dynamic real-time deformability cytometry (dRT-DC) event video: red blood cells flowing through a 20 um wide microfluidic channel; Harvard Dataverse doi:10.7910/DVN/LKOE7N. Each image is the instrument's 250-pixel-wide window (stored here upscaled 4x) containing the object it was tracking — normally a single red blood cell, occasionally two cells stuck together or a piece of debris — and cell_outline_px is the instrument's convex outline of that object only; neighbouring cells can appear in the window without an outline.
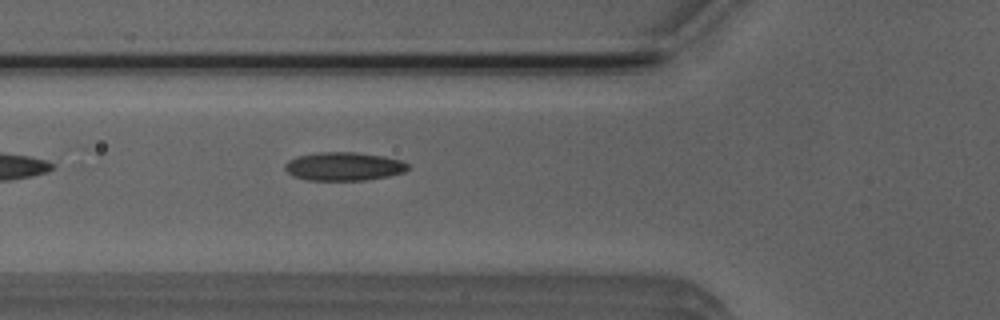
{"species": "Egyptian fruit bat (a non-hibernating species)", "species_latin": "Rousettus aegyptiacus", "temperature_condition": "room temperature", "stored_images_in_passage": 2, "camera_frame_rate_fps": 3000, "um_per_image_px": 0.085, "animal": {"sex": "male"}, "frame": {"image": 1, "passage_image": 2, "time_ms": 1.333, "image_size_px": [1000, 320], "cell_outline_px": [[408, 168], [404, 172], [388, 176], [364, 180], [308, 180], [292, 176], [284, 168], [284, 164], [288, 160], [296, 156], [320, 152], [356, 152], [384, 156], [400, 160], [408, 164]], "centroid_in_image_um": [29.19, 14.14], "position_along_channel_um": 96.6, "area_um2": 20.4}}